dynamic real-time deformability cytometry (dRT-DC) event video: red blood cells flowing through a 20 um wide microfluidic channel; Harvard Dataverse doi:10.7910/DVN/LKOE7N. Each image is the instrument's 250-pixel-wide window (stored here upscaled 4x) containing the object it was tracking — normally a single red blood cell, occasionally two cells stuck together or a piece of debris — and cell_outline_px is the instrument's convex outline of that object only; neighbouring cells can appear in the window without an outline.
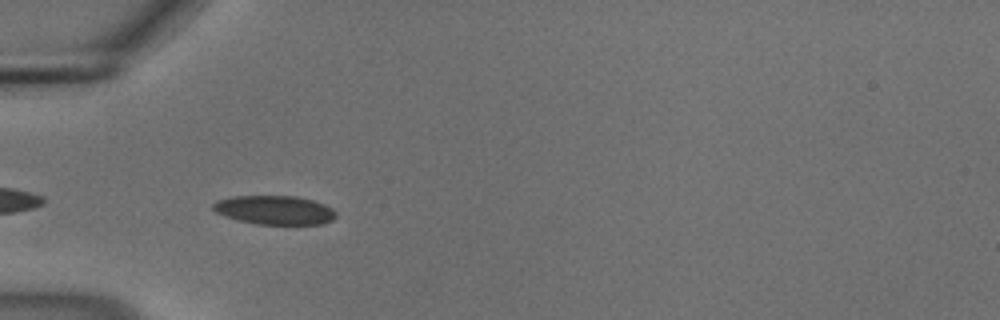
{"species": "common noctule bat (a hibernating species)", "species_latin": "Nyctalus noctula", "temperature_condition": "cold", "stored_images_in_passage": 39, "camera_frame_rate_fps": 3000, "um_per_image_px": 0.085, "animal": {"sex": "male", "body_mass_g": 18.8}, "frame": {"image": 1, "passage_image": 2, "time_ms": 0.333, "image_size_px": [1000, 320], "cell_outline_px": [[336, 216], [332, 220], [320, 224], [256, 224], [236, 220], [216, 212], [212, 208], [212, 204], [216, 200], [232, 196], [296, 196], [312, 200], [324, 204], [332, 208], [336, 212]], "centroid_in_image_um": [23.32, 17.85], "position_along_channel_um": 61.7, "area_um2": 20.75}}
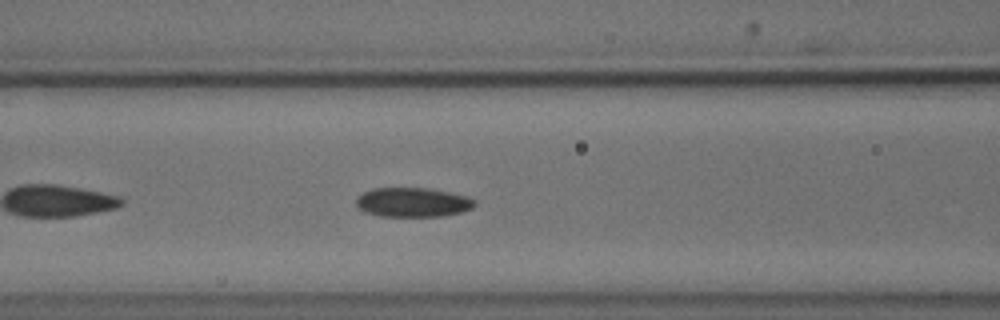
{"frame": {"image": 2, "passage_image": 8, "time_ms": 2.333, "image_size_px": [1000, 320], "cell_outline_px": [[476, 204], [472, 208], [460, 212], [440, 216], [380, 216], [364, 212], [356, 204], [356, 200], [364, 192], [372, 188], [428, 188], [468, 196], [476, 200]], "centroid_in_image_um": [35.1, 17.19], "position_along_channel_um": 131.5, "area_um2": 20.17}}
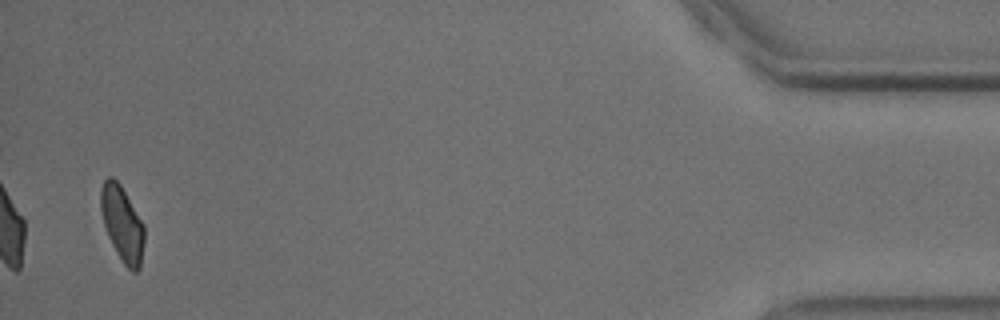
{"frame": {"image": 3, "passage_image": 38, "time_ms": 12.333, "image_size_px": [1000, 320], "cell_outline_px": [[144, 244], [140, 268], [136, 272], [132, 272], [124, 264], [116, 252], [108, 236], [104, 224], [100, 208], [100, 188], [104, 180], [108, 176], [112, 176], [120, 184], [144, 224]], "centroid_in_image_um": [10.39, 19.01], "position_along_channel_um": 424.8, "area_um2": 19.13}, "authors_computed_cell_mechanics": {"area_um2": 20.2878, "velocity_mm_per_s": 3.6976, "shape_relaxation_time_tau1_ms": 4.4443, "shape_relaxation_time_tau2_ms": 5.061, "deformation_change_tau1": 0.0841, "deformation_change_tau2": 0.099}}